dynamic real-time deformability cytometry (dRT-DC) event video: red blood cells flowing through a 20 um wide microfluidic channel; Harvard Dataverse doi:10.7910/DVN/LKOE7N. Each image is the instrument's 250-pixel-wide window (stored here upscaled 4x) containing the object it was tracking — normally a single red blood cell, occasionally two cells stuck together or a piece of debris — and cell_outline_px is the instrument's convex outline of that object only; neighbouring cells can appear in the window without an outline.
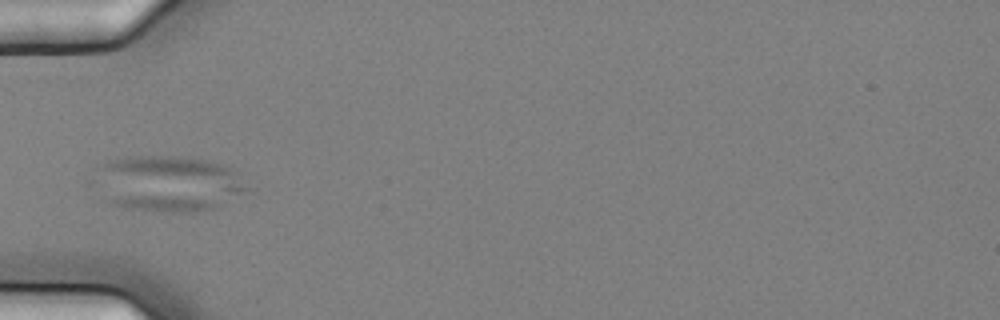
{"species": "common noctule bat (a hibernating species)", "species_latin": "Nyctalus noctula", "temperature_condition": "cold", "stored_images_in_passage": 12, "camera_frame_rate_fps": 3000, "um_per_image_px": 0.085, "animal": {"sex": "female", "body_mass_g": 25.1}, "frame": {"image": 1, "passage_image": 6, "time_ms": 1.667, "image_size_px": [1000, 320], "cell_outline_px": [[248, 188], [244, 192], [220, 208], [196, 212], [152, 212], [124, 208], [112, 204], [108, 200], [96, 172], [96, 168], [100, 164], [108, 160], [124, 156], [180, 156], [204, 160], [220, 164], [232, 168], [240, 172]], "centroid_in_image_um": [14.37, 15.61], "position_along_channel_um": 70.6, "area_um2": 50.0}}
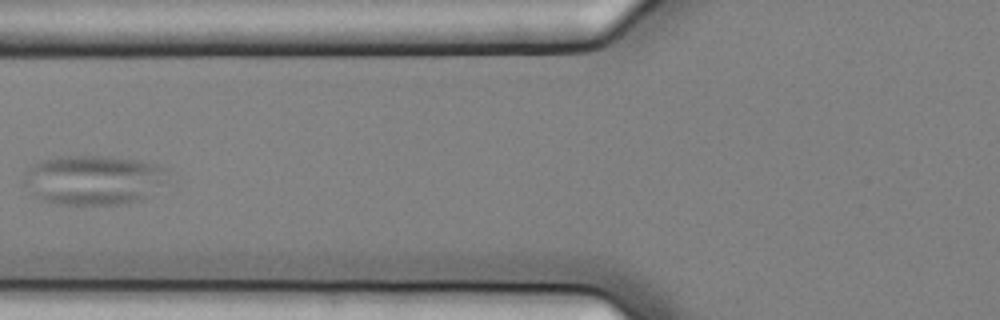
{"frame": {"image": 2, "passage_image": 7, "time_ms": 2.0, "image_size_px": [1000, 320], "cell_outline_px": [[168, 184], [144, 200], [120, 204], [64, 204], [40, 200], [28, 196], [24, 184], [24, 172], [32, 164], [56, 156], [108, 156], [140, 160], [168, 168]], "centroid_in_image_um": [7.97, 15.3], "position_along_channel_um": 117.8, "area_um2": 42.77}}
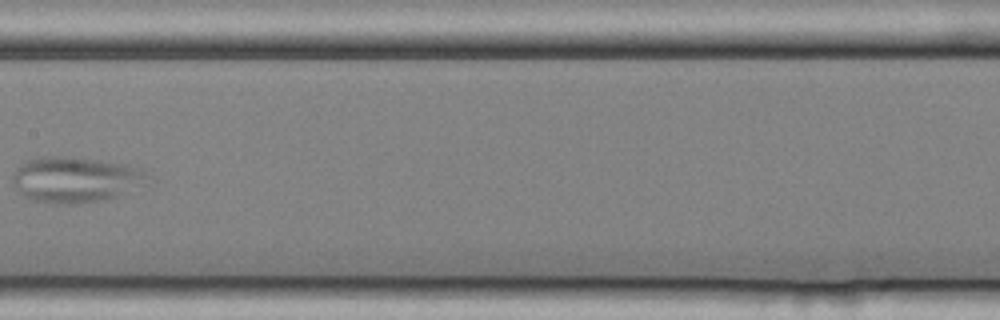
{"frame": {"image": 3, "passage_image": 9, "time_ms": 2.667, "image_size_px": [1000, 320], "cell_outline_px": [[152, 176], [148, 184], [104, 200], [76, 204], [56, 204], [32, 200], [24, 196], [12, 184], [12, 172], [24, 160], [40, 156], [68, 156], [100, 160], [124, 164], [136, 168]], "centroid_in_image_um": [6.38, 15.26], "position_along_channel_um": 201.0, "area_um2": 36.41}}